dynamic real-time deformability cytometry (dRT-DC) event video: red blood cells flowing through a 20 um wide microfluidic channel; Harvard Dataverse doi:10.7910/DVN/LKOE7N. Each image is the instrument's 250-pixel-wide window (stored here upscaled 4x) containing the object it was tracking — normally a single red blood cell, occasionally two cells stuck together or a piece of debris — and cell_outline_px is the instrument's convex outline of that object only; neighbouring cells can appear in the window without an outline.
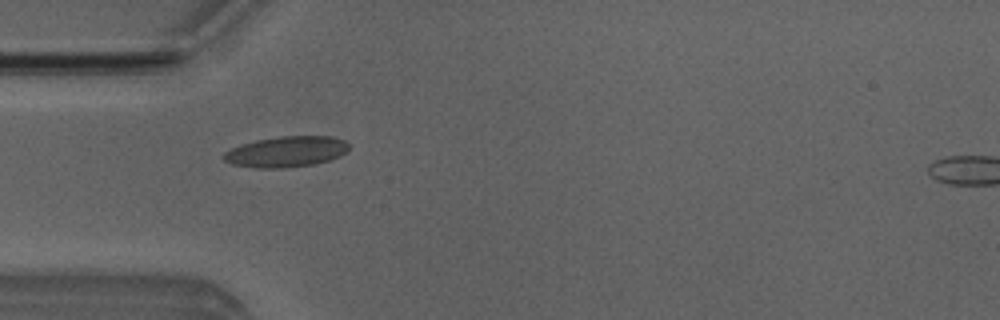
{"species": "Egyptian fruit bat (a non-hibernating species)", "species_latin": "Rousettus aegyptiacus", "temperature_condition": "room temperature", "stored_images_in_passage": 51, "camera_frame_rate_fps": 3000, "um_per_image_px": 0.085, "animal": {"sex": "male"}, "frame": {"image": 1, "passage_image": 15, "time_ms": 4.667, "image_size_px": [1000, 320], "cell_outline_px": [[348, 152], [340, 156], [328, 160], [312, 164], [284, 168], [256, 168], [232, 164], [224, 160], [224, 152], [232, 148], [256, 140], [280, 136], [332, 136], [344, 140], [348, 144]], "centroid_in_image_um": [24.36, 12.89], "position_along_channel_um": 60.6, "area_um2": 22.31}}
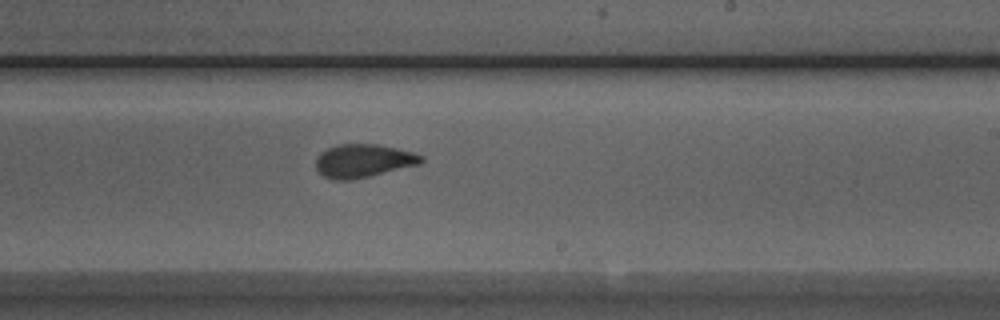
{"frame": {"image": 2, "passage_image": 30, "time_ms": 9.667, "image_size_px": [1000, 320], "cell_outline_px": [[424, 160], [420, 164], [352, 180], [332, 180], [324, 176], [316, 168], [316, 156], [320, 152], [328, 148], [340, 144], [376, 144], [396, 148], [412, 152], [424, 156]], "centroid_in_image_um": [30.87, 13.67], "position_along_channel_um": 258.1, "area_um2": 20.4}}
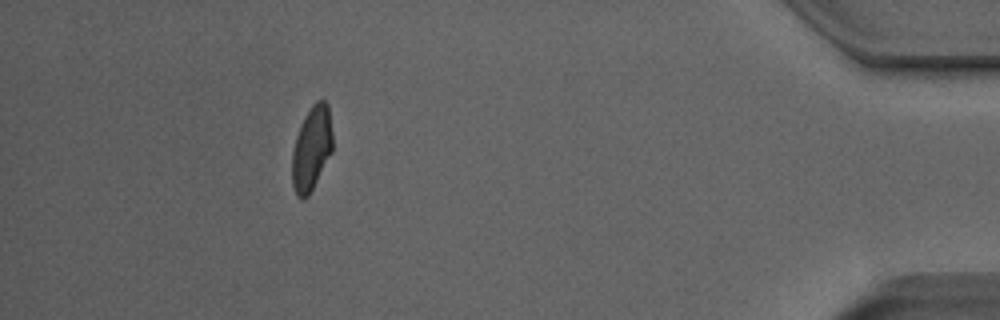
{"frame": {"image": 3, "passage_image": 46, "time_ms": 15.0, "image_size_px": [1000, 320], "cell_outline_px": [[332, 152], [308, 196], [304, 200], [300, 200], [296, 196], [292, 184], [292, 152], [296, 136], [304, 116], [312, 104], [316, 100], [324, 100], [328, 104], [332, 132]], "centroid_in_image_um": [26.47, 12.62], "position_along_channel_um": 408.7, "area_um2": 20.0}, "authors_computed_cell_mechanics": {"area_um2": 20.6924, "velocity_mm_per_s": 3.9762, "shape_relaxation_time_tau1_ms": 4.9447, "shape_relaxation_time_tau2_ms": 1.2248, "deformation_change_tau1": 0.1551, "deformation_change_tau2": 0.0596}}